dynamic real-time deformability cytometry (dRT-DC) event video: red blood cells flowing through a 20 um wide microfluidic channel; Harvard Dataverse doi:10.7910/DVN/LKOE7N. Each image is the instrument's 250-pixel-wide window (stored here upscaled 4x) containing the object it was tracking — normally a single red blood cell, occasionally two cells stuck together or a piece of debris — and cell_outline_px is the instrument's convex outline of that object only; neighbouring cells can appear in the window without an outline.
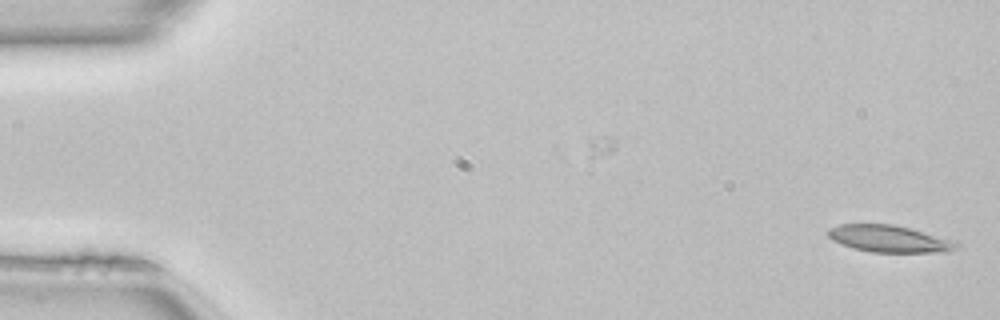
{"species": "common noctule bat (a hibernating species)", "species_latin": "Nyctalus noctula", "temperature_condition": "room temperature", "stored_images_in_passage": 7, "camera_frame_rate_fps": 3000, "um_per_image_px": 0.085, "animal": {"sex": "female", "body_mass_g": 22.7, "forearm_length_mm": 54.2}, "frame": {"image": 1, "passage_image": 7, "time_ms": 2.0, "image_size_px": [1000, 320], "cell_outline_px": [[960, 248], [948, 252], [872, 252], [856, 248], [832, 240], [828, 236], [828, 228], [840, 224], [892, 224], [956, 240], [960, 244]], "centroid_in_image_um": [75.66, 20.3], "position_along_channel_um": 9.3, "area_um2": 20.11}}